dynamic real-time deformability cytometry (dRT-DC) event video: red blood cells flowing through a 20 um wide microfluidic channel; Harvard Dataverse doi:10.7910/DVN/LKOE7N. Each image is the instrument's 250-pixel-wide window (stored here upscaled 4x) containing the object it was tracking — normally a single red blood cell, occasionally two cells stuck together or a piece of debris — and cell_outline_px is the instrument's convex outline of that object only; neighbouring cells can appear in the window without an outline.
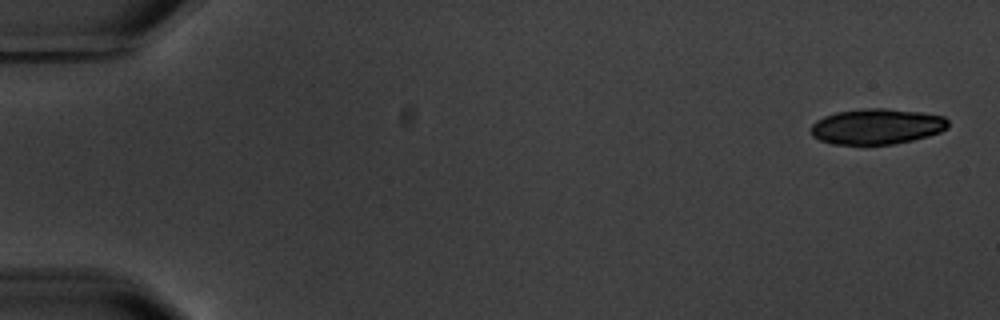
{"species": "common noctule bat (a hibernating species)", "species_latin": "Nyctalus noctula", "temperature_condition": "warm", "stored_images_in_passage": 5, "camera_frame_rate_fps": 3000, "um_per_image_px": 0.085, "animal": {"sex": "male", "body_mass_g": 20.1, "forearm_length_mm": 53.5}, "frame": {"image": 1, "passage_image": 1, "time_ms": 0.0, "image_size_px": [1000, 320], "cell_outline_px": [[948, 128], [940, 132], [928, 136], [912, 140], [892, 144], [864, 148], [832, 144], [820, 140], [812, 136], [812, 124], [816, 120], [824, 116], [836, 112], [868, 108], [884, 108], [920, 112], [944, 116], [948, 120]], "centroid_in_image_um": [74.5, 10.79], "position_along_channel_um": 10.5, "area_um2": 29.25}}